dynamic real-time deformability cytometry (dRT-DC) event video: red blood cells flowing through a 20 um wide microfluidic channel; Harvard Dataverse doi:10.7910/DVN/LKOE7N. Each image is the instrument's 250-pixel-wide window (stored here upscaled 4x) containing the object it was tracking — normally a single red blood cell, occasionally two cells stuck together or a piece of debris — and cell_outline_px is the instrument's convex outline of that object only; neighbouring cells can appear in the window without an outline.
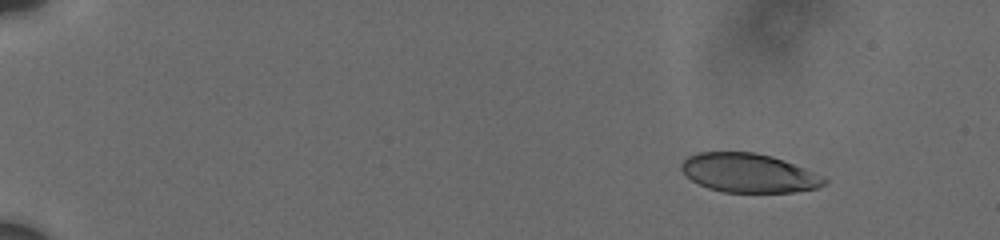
{"species": "human", "species_latin": "Homo sapiens", "temperature_condition": "cold", "stored_images_in_passage": 44, "camera_frame_rate_fps": 3000, "um_per_image_px": 0.085, "donor": {"sex": "male"}, "frame": {"image": 1, "passage_image": 2, "time_ms": 0.333, "image_size_px": [1000, 240], "cell_outline_px": [[828, 180], [824, 184], [816, 188], [792, 192], [724, 192], [708, 188], [684, 176], [680, 168], [680, 164], [688, 156], [696, 152], [756, 152], [772, 156], [784, 160], [824, 176]], "centroid_in_image_um": [63.61, 14.69], "position_along_channel_um": 21.4, "area_um2": 32.54}}
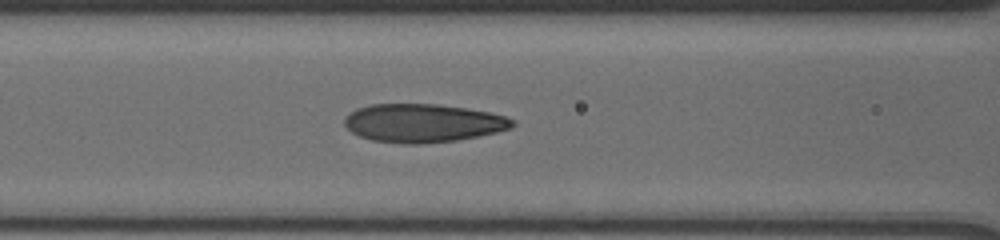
{"frame": {"image": 2, "passage_image": 25, "time_ms": 7.0, "image_size_px": [1000, 240], "cell_outline_px": [[516, 124], [512, 128], [496, 132], [456, 140], [420, 144], [400, 144], [372, 140], [360, 136], [352, 132], [344, 124], [344, 116], [356, 108], [372, 104], [440, 104], [488, 112], [504, 116], [516, 120]], "centroid_in_image_um": [35.93, 10.46], "position_along_channel_um": 130.7, "area_um2": 37.63}}
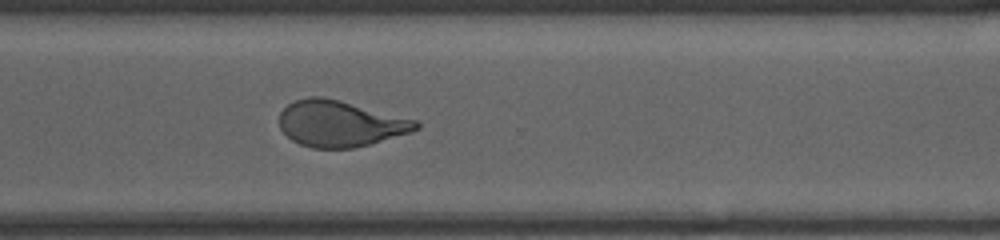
{"frame": {"image": 3, "passage_image": 44, "time_ms": 12.667, "image_size_px": [1000, 240], "cell_outline_px": [[420, 128], [412, 132], [368, 144], [352, 148], [312, 148], [300, 144], [292, 140], [280, 128], [280, 112], [288, 104], [296, 100], [308, 96], [320, 96], [340, 100], [420, 120]], "centroid_in_image_um": [28.95, 10.5], "position_along_channel_um": 341.7, "area_um2": 36.82}}